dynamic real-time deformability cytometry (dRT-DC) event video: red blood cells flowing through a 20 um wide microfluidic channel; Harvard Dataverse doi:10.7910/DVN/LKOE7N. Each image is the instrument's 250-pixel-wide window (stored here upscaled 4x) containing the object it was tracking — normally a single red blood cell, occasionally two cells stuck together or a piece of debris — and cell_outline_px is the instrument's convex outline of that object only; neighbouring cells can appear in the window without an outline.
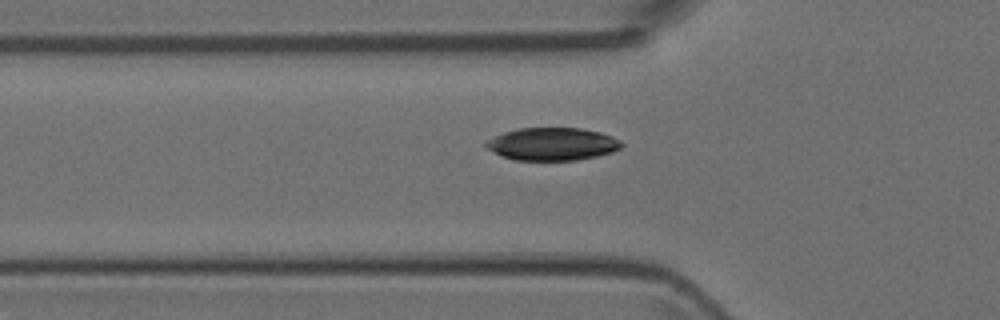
{"species": "Egyptian fruit bat (a non-hibernating species)", "species_latin": "Rousettus aegyptiacus", "temperature_condition": "room temperature", "stored_images_in_passage": 5, "camera_frame_rate_fps": 3000, "um_per_image_px": 0.085, "animal": {"sex": "female"}, "frame": {"image": 1, "passage_image": 5, "time_ms": 5.333, "image_size_px": [1000, 320], "cell_outline_px": [[624, 144], [620, 148], [612, 152], [596, 156], [576, 160], [516, 160], [504, 156], [488, 148], [484, 144], [492, 136], [504, 132], [520, 128], [580, 128], [600, 132], [612, 136], [620, 140]], "centroid_in_image_um": [46.97, 12.23], "position_along_channel_um": 78.8, "area_um2": 25.66}}